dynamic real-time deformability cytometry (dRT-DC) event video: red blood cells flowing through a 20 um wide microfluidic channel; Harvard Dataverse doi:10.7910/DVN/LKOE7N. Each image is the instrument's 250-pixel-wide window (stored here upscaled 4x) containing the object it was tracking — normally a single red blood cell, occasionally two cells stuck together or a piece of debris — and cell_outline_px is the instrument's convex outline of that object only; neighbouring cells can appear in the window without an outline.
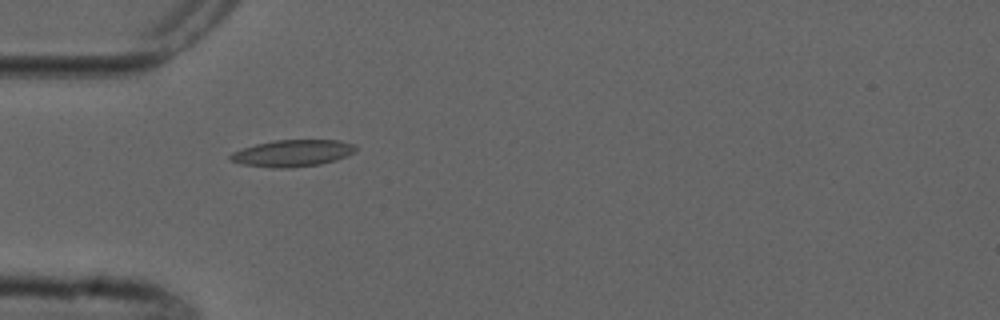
{"species": "common noctule bat (a hibernating species)", "species_latin": "Nyctalus noctula", "temperature_condition": "cold", "stored_images_in_passage": 5, "camera_frame_rate_fps": 3000, "um_per_image_px": 0.085, "animal": {"sex": "male", "forearm_length_mm": 52.5}, "frame": {"image": 1, "passage_image": 5, "time_ms": 5.333, "image_size_px": [1000, 320], "cell_outline_px": [[356, 152], [348, 156], [336, 160], [320, 164], [292, 168], [272, 168], [244, 164], [228, 160], [228, 156], [232, 152], [256, 144], [272, 140], [340, 140], [356, 144]], "centroid_in_image_um": [24.9, 13.02], "position_along_channel_um": 60.1, "area_um2": 19.77}}